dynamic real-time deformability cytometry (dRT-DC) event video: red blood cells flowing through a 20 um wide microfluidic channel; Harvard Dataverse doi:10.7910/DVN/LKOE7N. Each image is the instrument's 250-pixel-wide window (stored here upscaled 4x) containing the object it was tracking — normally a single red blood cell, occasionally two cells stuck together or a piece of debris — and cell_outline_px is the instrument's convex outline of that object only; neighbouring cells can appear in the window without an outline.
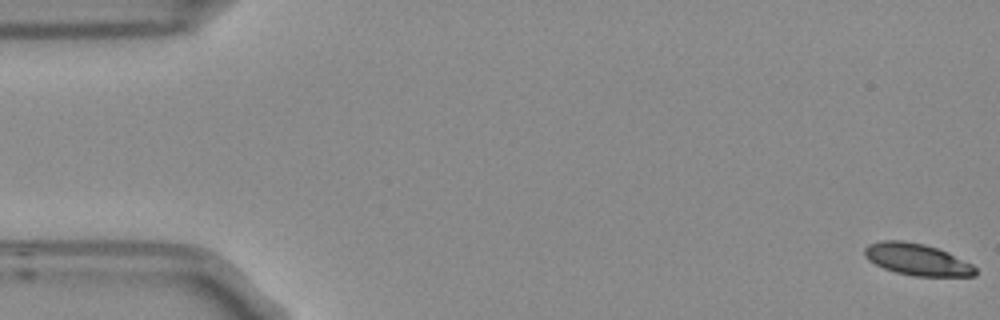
{"species": "Egyptian fruit bat (a non-hibernating species)", "species_latin": "Rousettus aegyptiacus", "temperature_condition": "room temperature", "stored_images_in_passage": 6, "camera_frame_rate_fps": 3000, "um_per_image_px": 0.085, "frame": {"image": 1, "passage_image": 1, "time_ms": 0.0, "image_size_px": [1000, 320], "cell_outline_px": [[976, 276], [916, 276], [896, 272], [884, 268], [868, 260], [864, 256], [864, 248], [868, 244], [884, 240], [904, 240], [924, 244], [948, 252], [972, 264], [976, 268]], "centroid_in_image_um": [77.94, 22.04], "position_along_channel_um": 7.1, "area_um2": 20.46}}
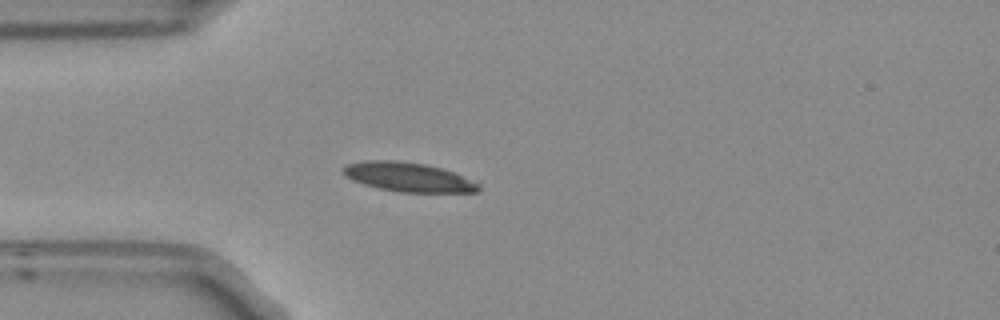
{"frame": {"image": 2, "passage_image": 5, "time_ms": 1.333, "image_size_px": [1000, 320], "cell_outline_px": [[480, 192], [396, 192], [364, 184], [352, 180], [344, 176], [344, 168], [348, 164], [368, 160], [396, 160], [424, 164], [440, 168], [452, 172], [480, 184]], "centroid_in_image_um": [34.7, 15.06], "position_along_channel_um": 50.3, "area_um2": 22.77}}